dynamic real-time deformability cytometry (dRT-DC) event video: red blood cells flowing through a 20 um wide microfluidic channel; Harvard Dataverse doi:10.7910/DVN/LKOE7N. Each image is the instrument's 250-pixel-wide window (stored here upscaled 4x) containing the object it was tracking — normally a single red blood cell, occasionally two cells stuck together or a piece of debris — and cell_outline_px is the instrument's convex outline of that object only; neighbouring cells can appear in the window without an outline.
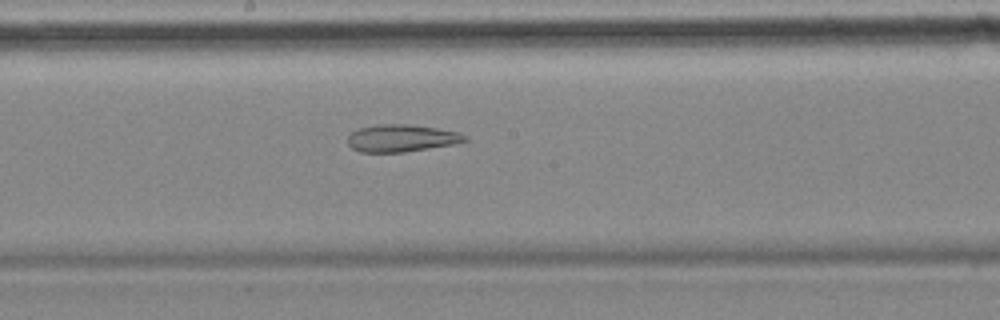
{"species": "common noctule bat (a hibernating species)", "species_latin": "Nyctalus noctula", "temperature_condition": "cold", "stored_images_in_passage": 29, "camera_frame_rate_fps": 3000, "um_per_image_px": 0.085, "animal": {"sex": "female", "body_mass_g": 18.4}, "frame": {"image": 1, "passage_image": 13, "time_ms": 4.0, "image_size_px": [1000, 320], "cell_outline_px": [[468, 140], [456, 144], [404, 152], [360, 152], [352, 148], [348, 144], [348, 136], [356, 128], [376, 124], [408, 124], [436, 128], [456, 132], [468, 136]], "centroid_in_image_um": [34.11, 11.74], "position_along_channel_um": 214.1, "area_um2": 18.73}}